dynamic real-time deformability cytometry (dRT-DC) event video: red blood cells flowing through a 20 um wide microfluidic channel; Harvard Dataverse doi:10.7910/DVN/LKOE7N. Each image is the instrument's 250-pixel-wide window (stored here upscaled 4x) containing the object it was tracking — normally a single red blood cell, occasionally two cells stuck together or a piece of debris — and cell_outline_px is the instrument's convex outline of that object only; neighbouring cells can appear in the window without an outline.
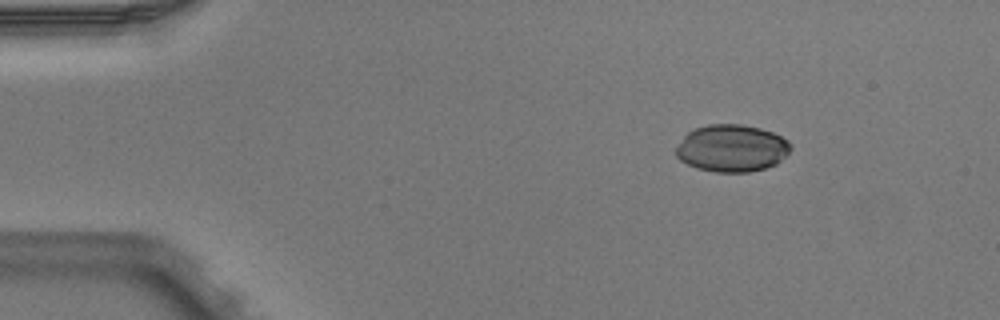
{"species": "Egyptian fruit bat (a non-hibernating species)", "species_latin": "Rousettus aegyptiacus", "temperature_condition": "warm", "stored_images_in_passage": 4, "segment_of_instrument_passage": [1, 2], "camera_frame_rate_fps": 3000, "um_per_image_px": 0.085, "animal": {"sex": "male"}, "frame": {"image": 1, "passage_image": 1, "time_ms": 0.0, "image_size_px": [1000, 320], "cell_outline_px": [[792, 148], [776, 164], [764, 168], [748, 172], [716, 172], [696, 168], [680, 160], [676, 156], [676, 148], [684, 136], [688, 132], [696, 128], [708, 124], [740, 124], [760, 128], [772, 132], [788, 140], [792, 144]], "centroid_in_image_um": [62.2, 12.6], "position_along_channel_um": 22.8, "area_um2": 31.44}}